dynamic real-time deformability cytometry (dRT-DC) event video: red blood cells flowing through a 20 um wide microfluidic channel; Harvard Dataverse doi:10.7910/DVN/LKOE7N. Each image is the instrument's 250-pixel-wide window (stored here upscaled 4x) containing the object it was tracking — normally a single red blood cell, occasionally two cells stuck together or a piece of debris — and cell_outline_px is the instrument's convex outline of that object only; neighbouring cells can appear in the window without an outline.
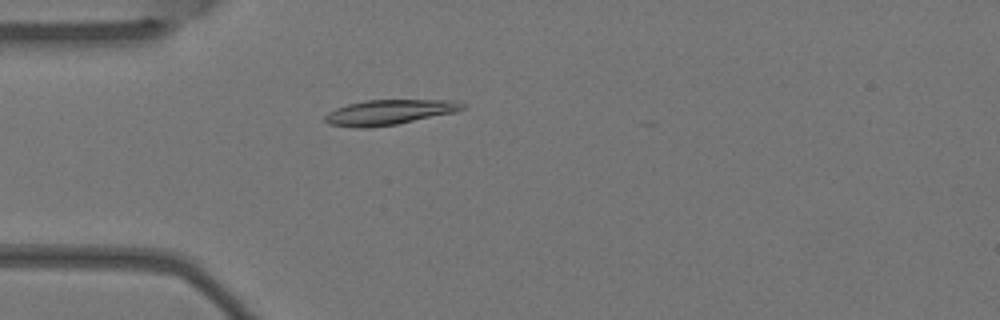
{"species": "Egyptian fruit bat (a non-hibernating species)", "species_latin": "Rousettus aegyptiacus", "temperature_condition": "warm", "stored_images_in_passage": 2, "camera_frame_rate_fps": 3000, "um_per_image_px": 0.085, "animal": {"sex": "female"}, "frame": {"image": 1, "passage_image": 2, "time_ms": 0.333, "image_size_px": [1000, 320], "cell_outline_px": [[464, 108], [456, 112], [396, 124], [368, 128], [352, 128], [328, 124], [324, 120], [324, 116], [328, 112], [336, 108], [348, 104], [364, 100], [448, 100], [464, 104]], "centroid_in_image_um": [33.01, 9.55], "position_along_channel_um": 52.0, "area_um2": 20.06}}